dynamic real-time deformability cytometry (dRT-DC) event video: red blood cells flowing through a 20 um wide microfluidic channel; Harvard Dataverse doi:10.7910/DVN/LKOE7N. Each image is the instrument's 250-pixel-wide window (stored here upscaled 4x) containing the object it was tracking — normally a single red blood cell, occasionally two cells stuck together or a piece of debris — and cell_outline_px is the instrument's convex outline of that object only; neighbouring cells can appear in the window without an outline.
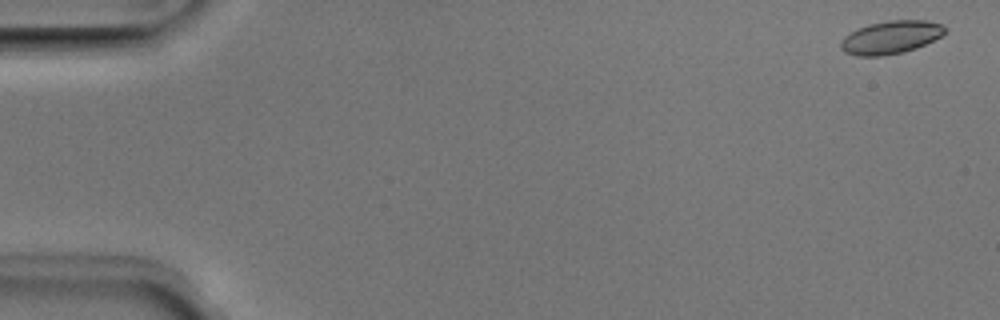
{"species": "Egyptian fruit bat (a non-hibernating species)", "species_latin": "Rousettus aegyptiacus", "temperature_condition": "room temperature", "stored_images_in_passage": 52, "camera_frame_rate_fps": 3000, "um_per_image_px": 0.085, "animal": {"sex": "male"}, "frame": {"image": 1, "passage_image": 2, "time_ms": 0.333, "image_size_px": [1000, 320], "cell_outline_px": [[948, 32], [916, 48], [904, 52], [880, 56], [856, 56], [844, 52], [840, 48], [840, 40], [844, 36], [856, 28], [868, 24], [888, 20], [924, 20], [940, 24], [948, 28]], "centroid_in_image_um": [75.68, 3.17], "position_along_channel_um": 9.3, "area_um2": 20.23}}
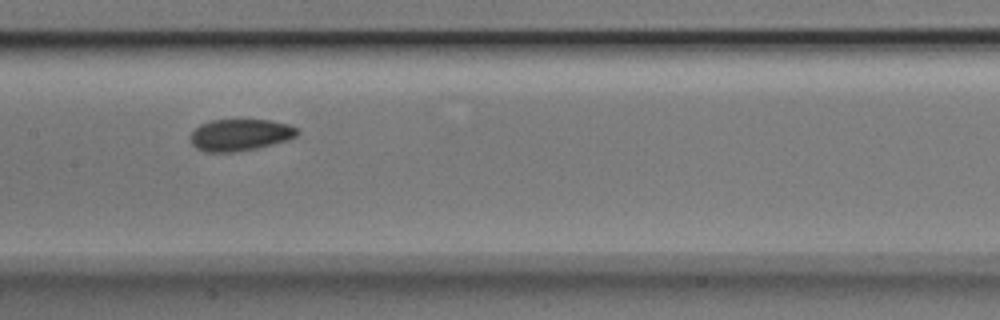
{"frame": {"image": 2, "passage_image": 26, "time_ms": 8.333, "image_size_px": [1000, 320], "cell_outline_px": [[300, 132], [296, 136], [288, 140], [256, 148], [236, 152], [204, 152], [196, 148], [192, 144], [192, 132], [200, 124], [212, 120], [268, 120], [288, 124], [296, 128]], "centroid_in_image_um": [20.41, 11.47], "position_along_channel_um": 187.0, "area_um2": 19.65}}
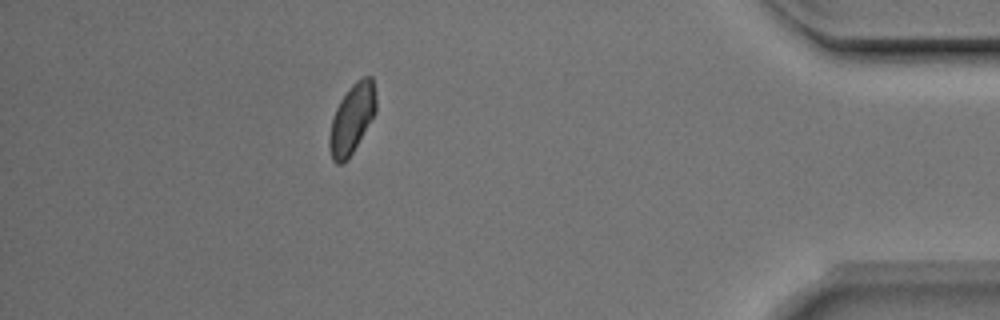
{"frame": {"image": 3, "passage_image": 46, "time_ms": 15.0, "image_size_px": [1000, 320], "cell_outline_px": [[376, 112], [348, 160], [344, 164], [336, 164], [332, 160], [328, 148], [328, 136], [332, 120], [336, 108], [340, 100], [352, 84], [356, 80], [364, 76], [372, 76], [376, 100]], "centroid_in_image_um": [29.89, 10.13], "position_along_channel_um": 405.3, "area_um2": 19.02}, "authors_computed_cell_mechanics": {"area_um2": 19.7387, "velocity_mm_per_s": 3.9763, "shape_relaxation_time_tau1_ms": 5.6144, "shape_relaxation_time_tau2_ms": 1.9755, "deformation_change_tau1": 0.0755, "deformation_change_tau2": 0.063}}